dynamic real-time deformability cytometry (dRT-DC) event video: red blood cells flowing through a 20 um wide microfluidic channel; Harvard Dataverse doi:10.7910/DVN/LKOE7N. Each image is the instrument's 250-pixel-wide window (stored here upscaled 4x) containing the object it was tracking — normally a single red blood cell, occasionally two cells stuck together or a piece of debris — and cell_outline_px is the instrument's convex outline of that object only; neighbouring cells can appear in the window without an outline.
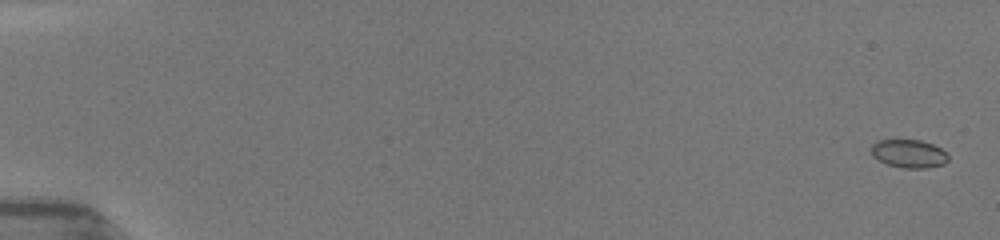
{"species": "common noctule bat (a hibernating species)", "species_latin": "Nyctalus noctula", "temperature_condition": "room temperature", "stored_images_in_passage": 19, "camera_frame_rate_fps": 3000, "um_per_image_px": 0.085, "animal": {"sex": "female", "body_mass_g": 19.5, "forearm_length_mm": 54.1}, "frame": {"image": 1, "passage_image": 1, "time_ms": 0.0, "image_size_px": [1000, 240], "cell_outline_px": [[948, 160], [944, 164], [928, 168], [904, 168], [888, 164], [872, 156], [872, 144], [880, 140], [920, 140], [932, 144], [940, 148], [948, 156]], "centroid_in_image_um": [77.27, 13.06], "position_along_channel_um": 7.7, "area_um2": 12.48}}
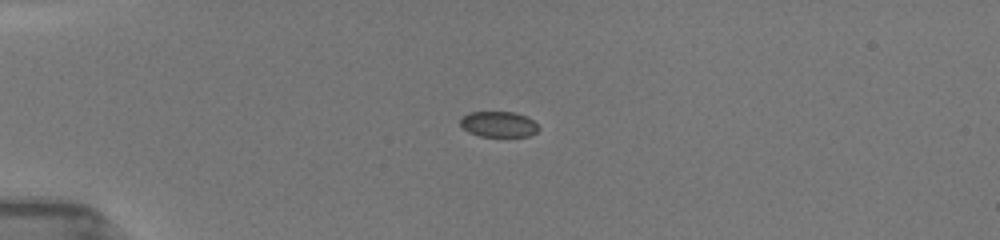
{"frame": {"image": 2, "passage_image": 13, "time_ms": 4.333, "image_size_px": [1000, 240], "cell_outline_px": [[540, 128], [536, 132], [528, 136], [480, 136], [468, 132], [460, 124], [460, 120], [468, 112], [512, 112], [524, 116], [532, 120]], "centroid_in_image_um": [42.36, 10.56], "position_along_channel_um": 42.6, "area_um2": 11.5}}